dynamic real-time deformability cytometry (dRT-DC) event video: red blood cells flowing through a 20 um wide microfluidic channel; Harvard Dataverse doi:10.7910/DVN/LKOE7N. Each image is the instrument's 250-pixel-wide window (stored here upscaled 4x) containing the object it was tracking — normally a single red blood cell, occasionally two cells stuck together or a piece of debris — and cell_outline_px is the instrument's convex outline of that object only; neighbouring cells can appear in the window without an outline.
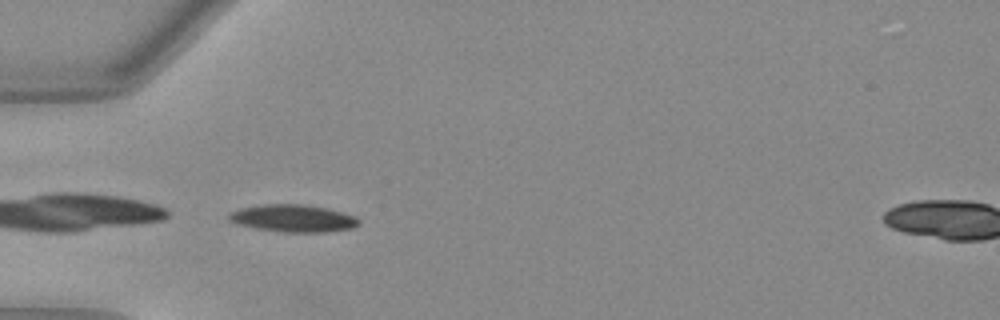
{"species": "Egyptian fruit bat (a non-hibernating species)", "species_latin": "Rousettus aegyptiacus", "temperature_condition": "warm", "stored_images_in_passage": 22, "camera_frame_rate_fps": 3000, "um_per_image_px": 0.085, "animal": {"sex": "female"}, "frame": {"image": 1, "passage_image": 1, "time_ms": 0.0, "image_size_px": [1000, 320], "cell_outline_px": [[360, 224], [352, 228], [324, 232], [288, 232], [256, 228], [240, 224], [228, 220], [228, 216], [232, 212], [240, 208], [264, 204], [304, 204], [328, 208], [356, 216], [360, 220]], "centroid_in_image_um": [24.97, 18.54], "position_along_channel_um": 60.0, "area_um2": 20.58}}
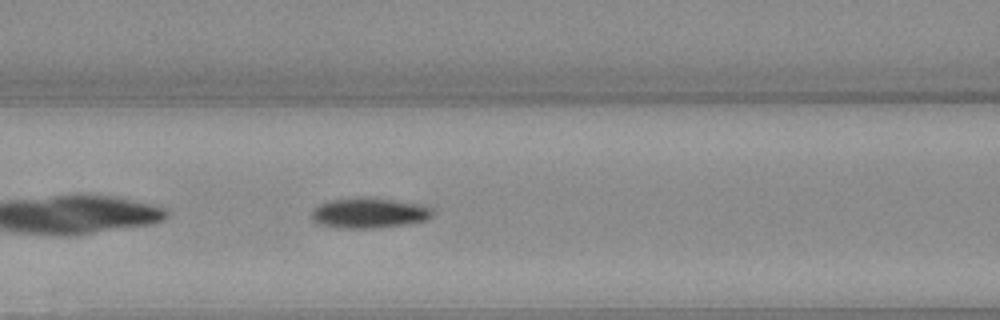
{"frame": {"image": 2, "passage_image": 7, "time_ms": 2.0, "image_size_px": [1000, 320], "cell_outline_px": [[432, 216], [424, 220], [404, 224], [376, 228], [344, 228], [320, 224], [312, 220], [312, 212], [320, 204], [332, 200], [392, 200], [432, 208]], "centroid_in_image_um": [31.35, 18.16], "position_along_channel_um": 135.3, "area_um2": 19.94}}
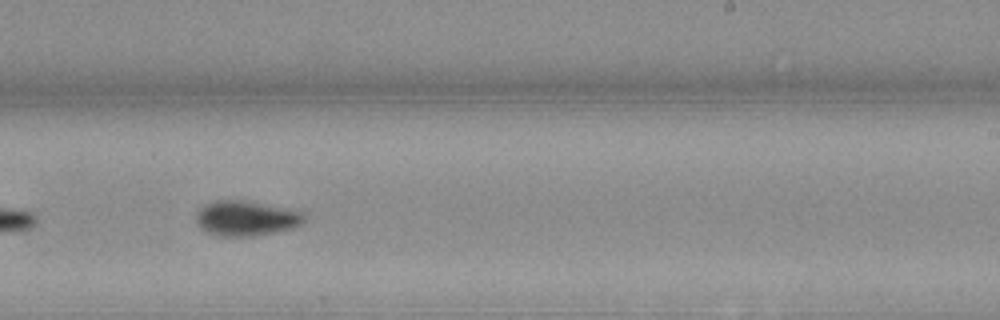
{"frame": {"image": 3, "passage_image": 17, "time_ms": 5.333, "image_size_px": [1000, 320], "cell_outline_px": [[304, 220], [300, 224], [292, 228], [256, 236], [220, 236], [208, 232], [200, 228], [196, 220], [196, 216], [200, 208], [216, 200], [240, 200], [300, 212], [304, 216]], "centroid_in_image_um": [20.86, 18.58], "position_along_channel_um": 268.1, "area_um2": 21.39}}